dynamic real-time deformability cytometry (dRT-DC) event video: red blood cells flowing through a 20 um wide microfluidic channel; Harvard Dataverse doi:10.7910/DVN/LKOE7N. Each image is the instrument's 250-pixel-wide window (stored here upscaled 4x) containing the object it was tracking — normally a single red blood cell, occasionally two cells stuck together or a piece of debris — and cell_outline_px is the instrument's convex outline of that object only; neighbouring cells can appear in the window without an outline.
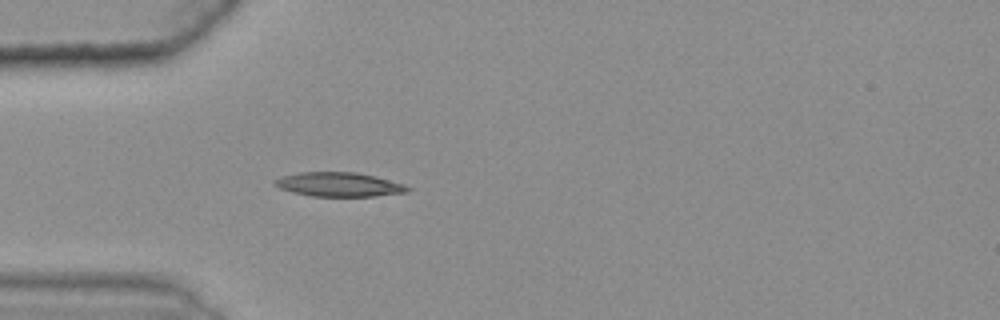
{"species": "common noctule bat (a hibernating species)", "species_latin": "Nyctalus noctula", "temperature_condition": "warm", "stored_images_in_passage": 32, "camera_frame_rate_fps": 3000, "um_per_image_px": 0.085, "animal": {"sex": "female", "body_mass_g": 25.1}, "frame": {"image": 1, "passage_image": 1, "time_ms": 0.0, "image_size_px": [1000, 320], "cell_outline_px": [[412, 188], [408, 192], [372, 196], [312, 196], [292, 192], [280, 188], [272, 184], [272, 180], [284, 176], [300, 172], [356, 172], [376, 176], [404, 184]], "centroid_in_image_um": [28.81, 15.68], "position_along_channel_um": 56.2, "area_um2": 18.73}}
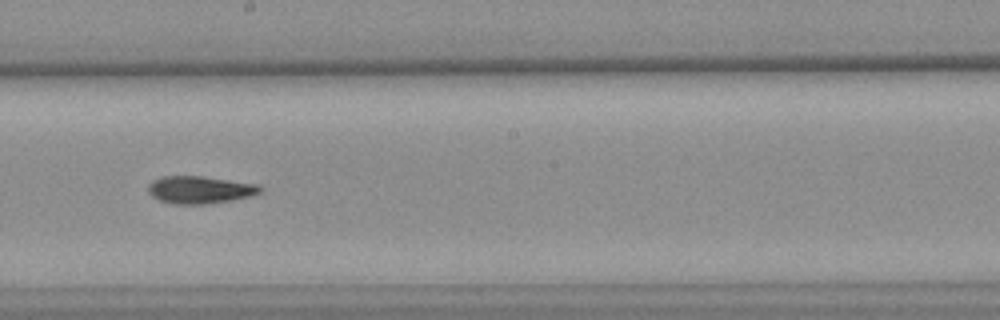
{"frame": {"image": 2, "passage_image": 16, "time_ms": 5.0, "image_size_px": [1000, 320], "cell_outline_px": [[264, 188], [260, 192], [248, 196], [228, 200], [204, 204], [176, 204], [160, 200], [152, 196], [148, 192], [148, 184], [152, 180], [160, 176], [200, 176], [260, 184]], "centroid_in_image_um": [16.96, 16.11], "position_along_channel_um": 231.2, "area_um2": 17.8}}
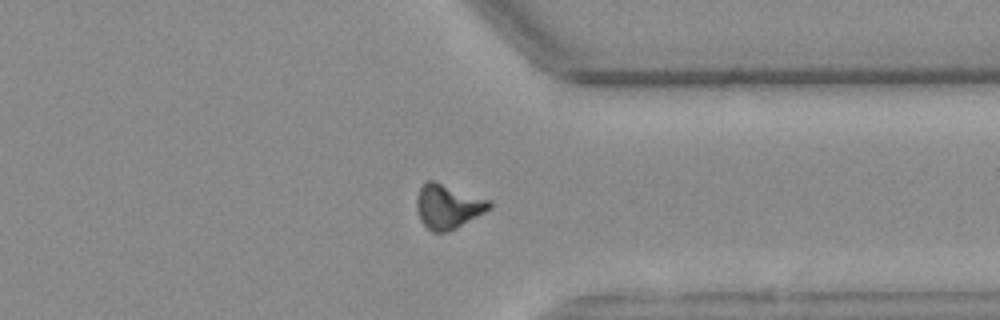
{"frame": {"image": 3, "passage_image": 28, "time_ms": 9.0, "image_size_px": [1000, 320], "cell_outline_px": [[492, 208], [456, 228], [448, 232], [432, 232], [420, 220], [416, 208], [416, 196], [420, 188], [428, 180], [436, 180], [492, 200]], "centroid_in_image_um": [38.09, 17.52], "position_along_channel_um": 373.3, "area_um2": 19.13}, "authors_computed_cell_mechanics": {"area_um2": 17.7735, "velocity_mm_per_s": 3.6092, "shape_relaxation_time_tau1_ms": null, "shape_relaxation_time_tau2_ms": 6.1133, "deformation_change_tau1": null, "deformation_change_tau2": 0.1472}}